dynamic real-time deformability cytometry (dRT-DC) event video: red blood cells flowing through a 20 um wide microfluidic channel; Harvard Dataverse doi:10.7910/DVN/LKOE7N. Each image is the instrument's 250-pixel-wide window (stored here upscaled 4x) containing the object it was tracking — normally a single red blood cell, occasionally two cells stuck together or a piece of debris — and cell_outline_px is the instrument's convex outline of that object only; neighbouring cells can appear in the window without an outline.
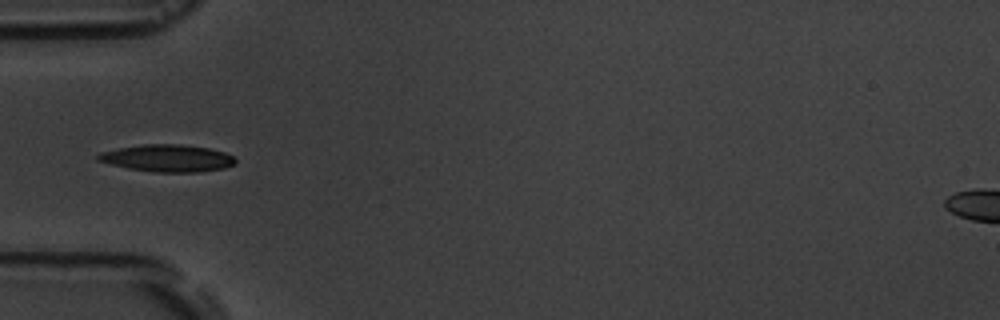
{"species": "common noctule bat (a hibernating species)", "species_latin": "Nyctalus noctula", "temperature_condition": "room temperature", "stored_images_in_passage": 5, "camera_frame_rate_fps": 3000, "um_per_image_px": 0.085, "animal": {"sex": "male", "body_mass_g": 19.5, "forearm_length_mm": 54.6}, "frame": {"image": 1, "passage_image": 1, "time_ms": 0.0, "image_size_px": [1000, 320], "cell_outline_px": [[236, 164], [224, 168], [196, 172], [152, 172], [128, 168], [96, 160], [96, 156], [100, 152], [120, 148], [144, 144], [180, 144], [208, 148], [224, 152], [232, 156], [236, 160]], "centroid_in_image_um": [14.24, 13.45], "position_along_channel_um": 70.8, "area_um2": 21.62}}
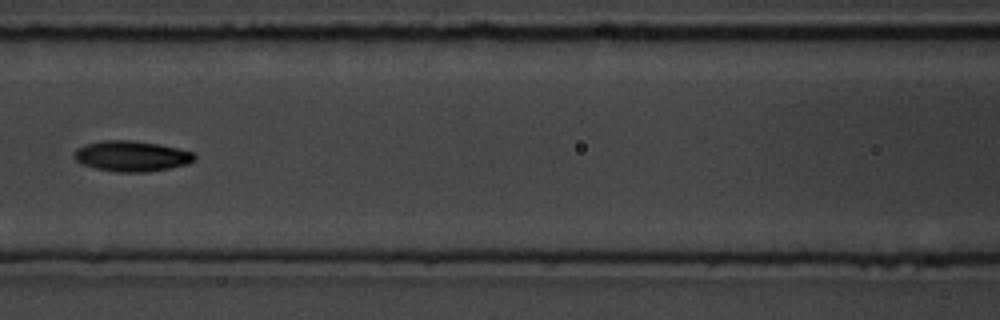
{"frame": {"image": 2, "passage_image": 3, "time_ms": 2.333, "image_size_px": [1000, 320], "cell_outline_px": [[196, 160], [188, 164], [168, 168], [144, 172], [120, 172], [96, 168], [84, 164], [76, 160], [72, 156], [72, 152], [76, 148], [84, 144], [104, 140], [128, 140], [160, 144], [180, 148], [192, 152], [196, 156]], "centroid_in_image_um": [11.18, 13.25], "position_along_channel_um": 155.4, "area_um2": 21.5}}
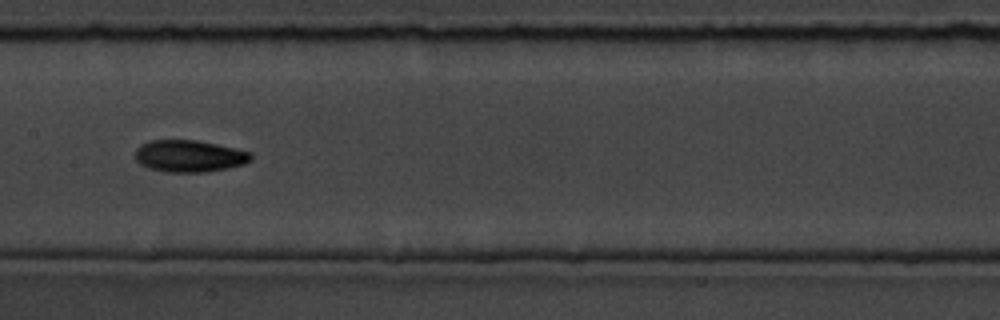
{"frame": {"image": 3, "passage_image": 4, "time_ms": 3.333, "image_size_px": [1000, 320], "cell_outline_px": [[252, 160], [244, 164], [228, 168], [204, 172], [164, 172], [148, 168], [140, 164], [136, 160], [136, 148], [140, 144], [148, 140], [196, 140], [236, 148], [248, 152], [252, 156]], "centroid_in_image_um": [16.06, 13.26], "position_along_channel_um": 191.3, "area_um2": 21.62}}